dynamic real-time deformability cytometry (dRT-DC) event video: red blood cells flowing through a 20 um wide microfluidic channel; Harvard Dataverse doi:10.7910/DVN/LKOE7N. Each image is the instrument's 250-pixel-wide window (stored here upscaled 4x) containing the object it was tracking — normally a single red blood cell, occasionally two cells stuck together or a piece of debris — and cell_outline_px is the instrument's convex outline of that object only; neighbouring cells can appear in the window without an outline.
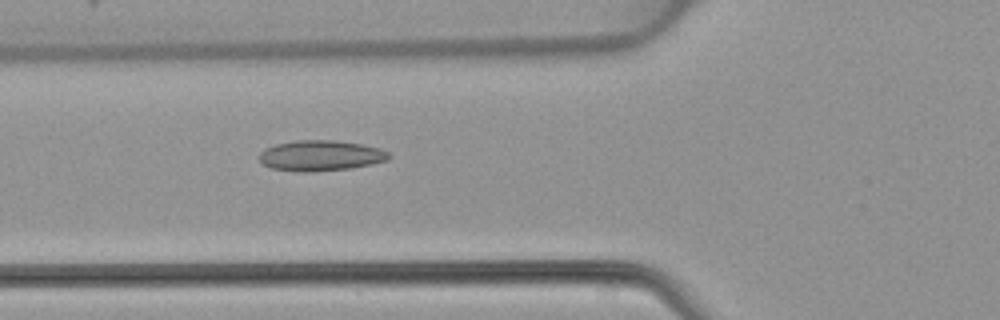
{"species": "common noctule bat (a hibernating species)", "species_latin": "Nyctalus noctula", "temperature_condition": "warm", "stored_images_in_passage": 33, "camera_frame_rate_fps": 3000, "um_per_image_px": 0.085, "animal": {"sex": "female", "body_mass_g": 22.7, "forearm_length_mm": 54.2}, "frame": {"image": 1, "passage_image": 3, "time_ms": 0.667, "image_size_px": [1000, 320], "cell_outline_px": [[392, 156], [388, 160], [372, 164], [352, 168], [304, 172], [272, 168], [264, 164], [260, 160], [260, 152], [264, 148], [276, 144], [296, 140], [332, 140], [360, 144], [380, 148], [388, 152]], "centroid_in_image_um": [27.28, 13.22], "position_along_channel_um": 98.5, "area_um2": 22.95}}
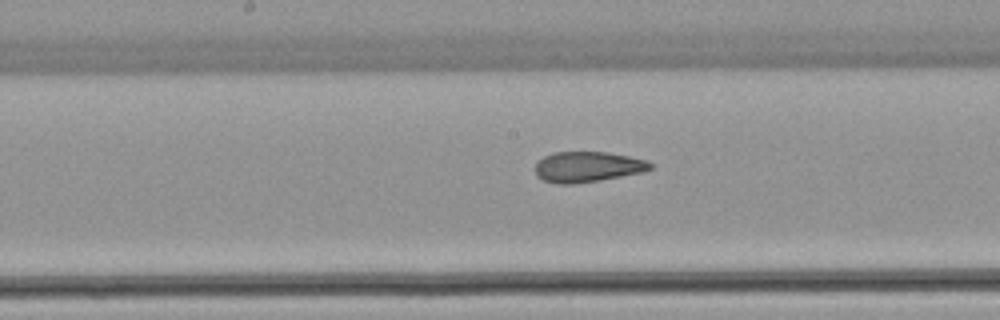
{"frame": {"image": 2, "passage_image": 10, "time_ms": 3.0, "image_size_px": [1000, 320], "cell_outline_px": [[652, 168], [644, 172], [600, 180], [572, 184], [556, 184], [544, 180], [536, 176], [536, 164], [544, 156], [552, 152], [608, 152], [648, 160], [652, 164]], "centroid_in_image_um": [49.96, 14.18], "position_along_channel_um": 198.2, "area_um2": 20.52}}
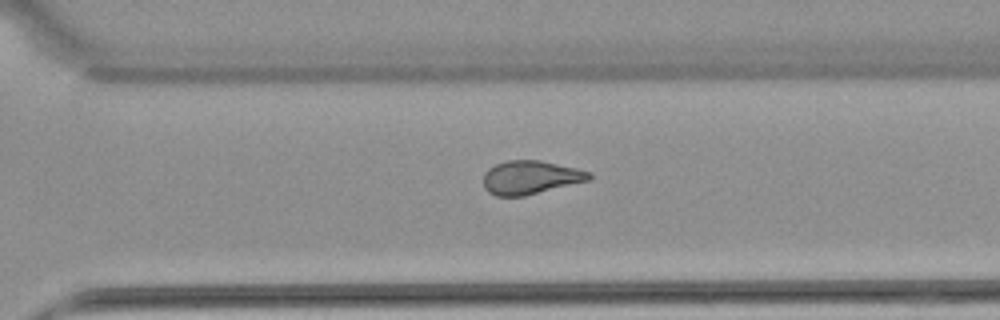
{"frame": {"image": 3, "passage_image": 19, "time_ms": 6.0, "image_size_px": [1000, 320], "cell_outline_px": [[592, 180], [524, 196], [496, 196], [488, 192], [484, 188], [484, 172], [488, 168], [496, 164], [508, 160], [540, 160], [576, 168], [592, 172]], "centroid_in_image_um": [45.11, 15.08], "position_along_channel_um": 325.5, "area_um2": 20.87}}